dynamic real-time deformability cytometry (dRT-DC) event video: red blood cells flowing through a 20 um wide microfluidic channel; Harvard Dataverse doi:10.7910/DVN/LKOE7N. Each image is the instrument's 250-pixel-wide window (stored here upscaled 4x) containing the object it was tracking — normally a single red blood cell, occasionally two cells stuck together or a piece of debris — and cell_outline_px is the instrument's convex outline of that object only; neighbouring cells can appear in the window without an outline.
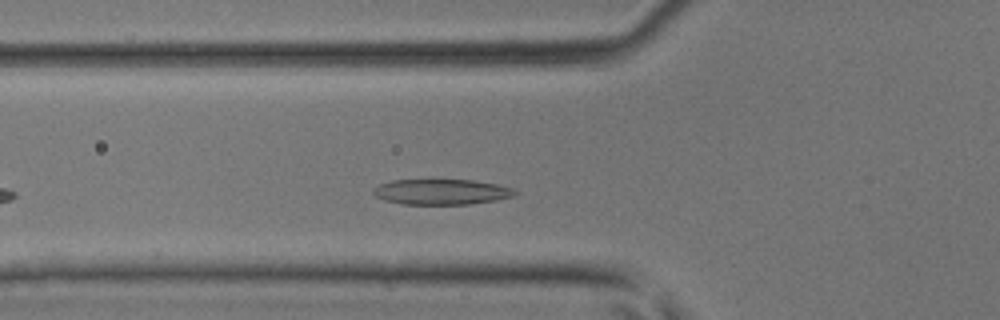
{"species": "common noctule bat (a hibernating species)", "species_latin": "Nyctalus noctula", "temperature_condition": "room temperature", "stored_images_in_passage": 28, "camera_frame_rate_fps": 3000, "um_per_image_px": 0.085, "animal": {"sex": "male", "body_mass_g": 17.9, "forearm_length_mm": 54.2}, "frame": {"image": 1, "passage_image": 6, "time_ms": 1.667, "image_size_px": [1000, 320], "cell_outline_px": [[516, 192], [512, 196], [496, 200], [468, 204], [400, 204], [384, 200], [376, 196], [372, 192], [372, 188], [380, 184], [392, 180], [472, 180], [496, 184], [512, 188]], "centroid_in_image_um": [37.46, 16.31], "position_along_channel_um": 88.3, "area_um2": 20.87}}
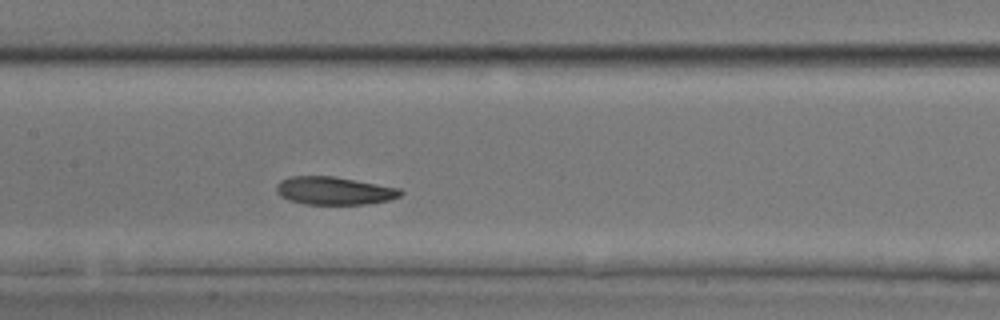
{"frame": {"image": 2, "passage_image": 12, "time_ms": 3.667, "image_size_px": [1000, 320], "cell_outline_px": [[404, 192], [400, 196], [388, 200], [364, 204], [304, 204], [288, 200], [280, 196], [276, 192], [276, 184], [280, 180], [292, 176], [332, 176], [400, 188]], "centroid_in_image_um": [28.37, 16.21], "position_along_channel_um": 179.0, "area_um2": 20.17}}
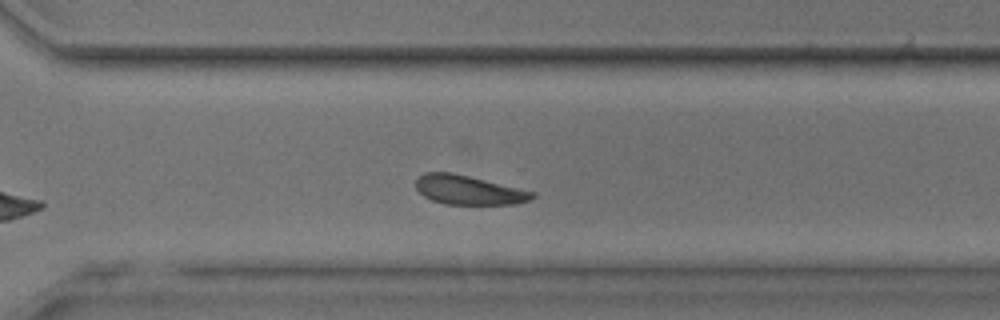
{"frame": {"image": 3, "passage_image": 22, "time_ms": 7.0, "image_size_px": [1000, 320], "cell_outline_px": [[536, 196], [528, 200], [516, 204], [444, 204], [432, 200], [424, 196], [416, 188], [416, 180], [424, 172], [452, 172], [532, 192]], "centroid_in_image_um": [39.77, 16.15], "position_along_channel_um": 330.8, "area_um2": 19.36}}